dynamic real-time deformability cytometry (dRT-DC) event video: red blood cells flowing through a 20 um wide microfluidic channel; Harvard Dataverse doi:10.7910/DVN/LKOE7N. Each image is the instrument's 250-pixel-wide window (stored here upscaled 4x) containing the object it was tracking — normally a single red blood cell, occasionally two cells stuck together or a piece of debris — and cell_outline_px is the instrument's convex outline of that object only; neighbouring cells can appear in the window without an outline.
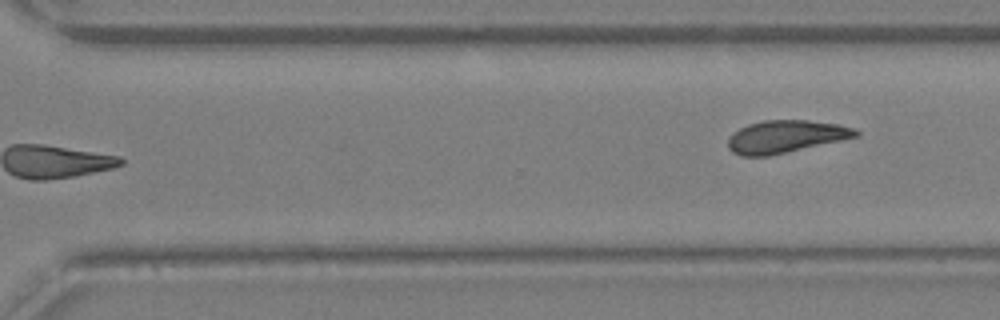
{"species": "Egyptian fruit bat (a non-hibernating species)", "species_latin": "Rousettus aegyptiacus", "temperature_condition": "warm", "stored_images_in_passage": 24, "segment_of_instrument_passage": [2, 2], "camera_frame_rate_fps": 3000, "um_per_image_px": 0.085, "animal": {"sex": "female"}, "frame": {"image": 1, "passage_image": 24, "time_ms": 7.667, "image_size_px": [1000, 320], "cell_outline_px": [[860, 136], [768, 156], [740, 156], [732, 152], [728, 148], [728, 136], [732, 132], [748, 124], [764, 120], [808, 120], [836, 124], [852, 128], [860, 132]], "centroid_in_image_um": [66.73, 11.61], "position_along_channel_um": 303.9, "area_um2": 24.16}}